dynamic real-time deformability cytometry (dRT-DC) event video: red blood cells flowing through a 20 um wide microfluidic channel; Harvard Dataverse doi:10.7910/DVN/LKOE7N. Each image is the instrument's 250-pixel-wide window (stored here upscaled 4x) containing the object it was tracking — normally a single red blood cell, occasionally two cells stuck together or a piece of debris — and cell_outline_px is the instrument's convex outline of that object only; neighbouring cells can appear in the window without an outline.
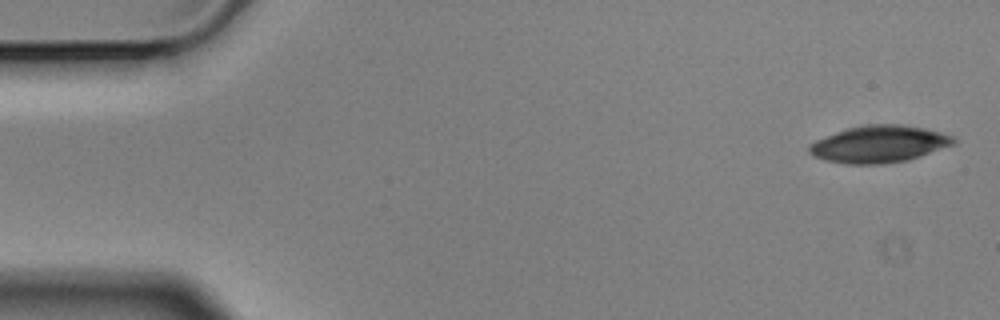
{"species": "Egyptian fruit bat (a non-hibernating species)", "species_latin": "Rousettus aegyptiacus", "temperature_condition": "cold", "stored_images_in_passage": 5, "camera_frame_rate_fps": 3000, "um_per_image_px": 0.085, "animal": {"sex": "male"}, "frame": {"image": 1, "passage_image": 1, "time_ms": 0.0, "image_size_px": [1000, 320], "cell_outline_px": [[956, 144], [908, 160], [880, 164], [848, 164], [824, 160], [812, 156], [808, 152], [808, 144], [816, 140], [836, 132], [860, 124], [900, 124], [924, 128], [940, 132], [952, 136], [956, 140]], "centroid_in_image_um": [74.7, 12.25], "position_along_channel_um": 10.3, "area_um2": 31.27}}
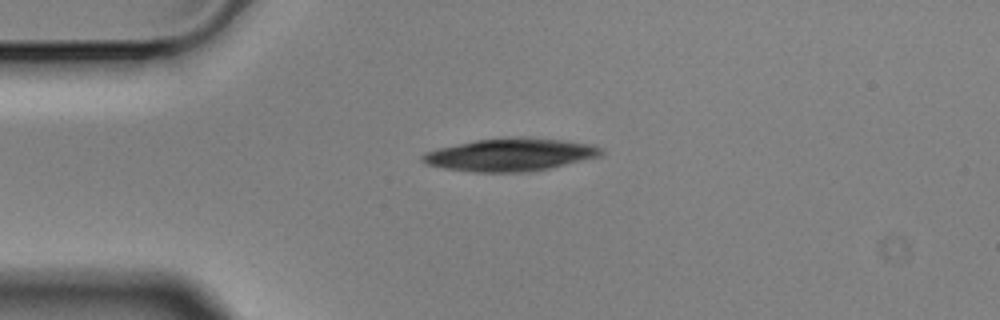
{"frame": {"image": 2, "passage_image": 4, "time_ms": 1.0, "image_size_px": [1000, 320], "cell_outline_px": [[604, 152], [600, 156], [548, 168], [528, 172], [476, 172], [444, 168], [424, 164], [420, 160], [420, 156], [424, 152], [436, 148], [476, 140], [560, 140], [596, 144], [604, 148]], "centroid_in_image_um": [43.33, 13.19], "position_along_channel_um": 41.7, "area_um2": 33.06}}